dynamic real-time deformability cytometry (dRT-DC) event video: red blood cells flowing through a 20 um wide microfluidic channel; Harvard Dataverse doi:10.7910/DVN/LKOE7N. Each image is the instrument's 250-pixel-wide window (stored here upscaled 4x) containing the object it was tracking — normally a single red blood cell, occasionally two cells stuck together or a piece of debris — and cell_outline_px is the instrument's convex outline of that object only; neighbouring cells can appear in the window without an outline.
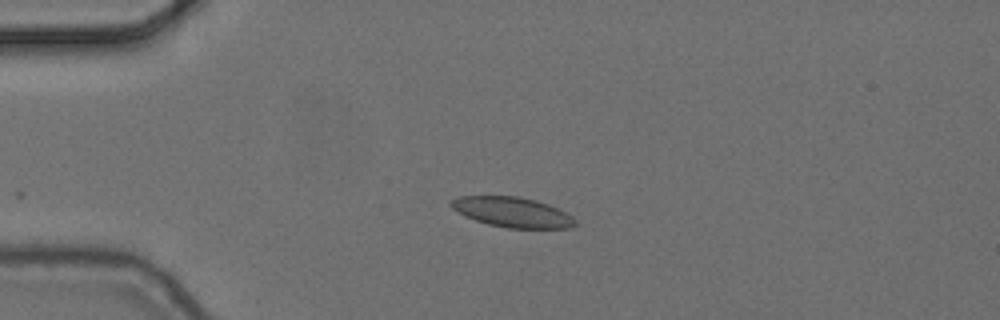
{"species": "common noctule bat (a hibernating species)", "species_latin": "Nyctalus noctula", "temperature_condition": "cold", "stored_images_in_passage": 6, "camera_frame_rate_fps": 3000, "um_per_image_px": 0.085, "animal": {"sex": "female", "body_mass_g": 24.6, "forearm_length_mm": 56.2}, "frame": {"image": 1, "passage_image": 3, "time_ms": 0.667, "image_size_px": [1000, 320], "cell_outline_px": [[580, 224], [572, 228], [508, 228], [488, 224], [464, 216], [452, 208], [448, 204], [452, 200], [460, 196], [520, 196], [536, 200], [548, 204], [572, 216]], "centroid_in_image_um": [43.57, 18.04], "position_along_channel_um": 41.4, "area_um2": 21.85}}
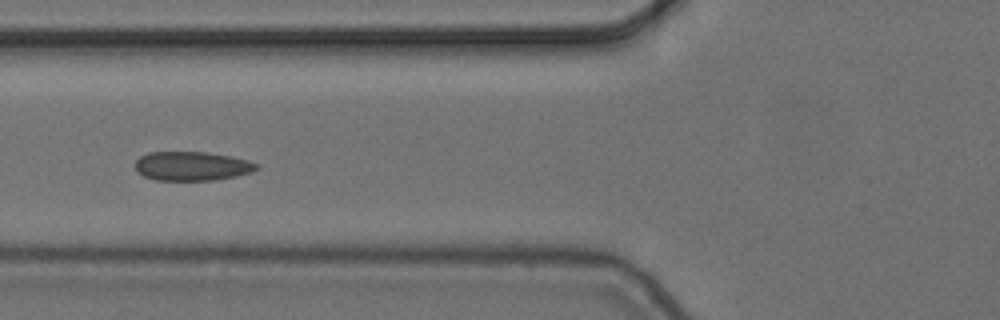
{"frame": {"image": 2, "passage_image": 5, "time_ms": 1.333, "image_size_px": [1000, 320], "cell_outline_px": [[260, 168], [252, 172], [236, 176], [216, 180], [156, 180], [144, 176], [136, 172], [136, 160], [140, 156], [148, 152], [204, 152], [228, 156], [248, 160], [260, 164]], "centroid_in_image_um": [16.33, 14.12], "position_along_channel_um": 109.5, "area_um2": 20.63}}
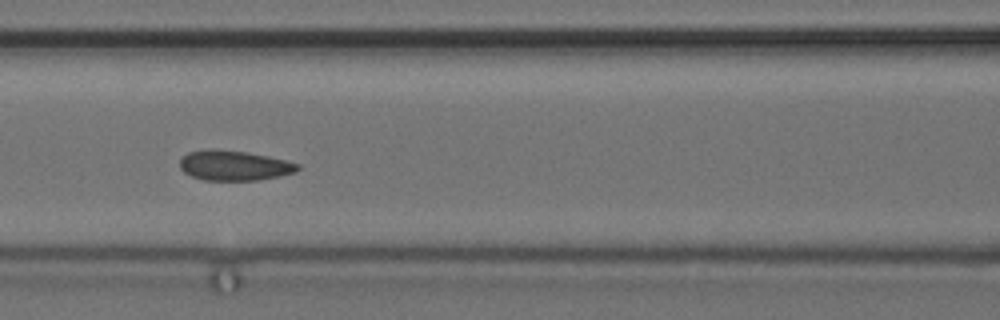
{"frame": {"image": 3, "passage_image": 6, "time_ms": 1.667, "image_size_px": [1000, 320], "cell_outline_px": [[300, 168], [296, 172], [280, 176], [260, 180], [204, 180], [192, 176], [184, 172], [180, 168], [180, 160], [188, 152], [208, 148], [212, 148], [248, 152], [268, 156], [300, 164]], "centroid_in_image_um": [19.91, 14.06], "position_along_channel_um": 146.7, "area_um2": 20.75}}